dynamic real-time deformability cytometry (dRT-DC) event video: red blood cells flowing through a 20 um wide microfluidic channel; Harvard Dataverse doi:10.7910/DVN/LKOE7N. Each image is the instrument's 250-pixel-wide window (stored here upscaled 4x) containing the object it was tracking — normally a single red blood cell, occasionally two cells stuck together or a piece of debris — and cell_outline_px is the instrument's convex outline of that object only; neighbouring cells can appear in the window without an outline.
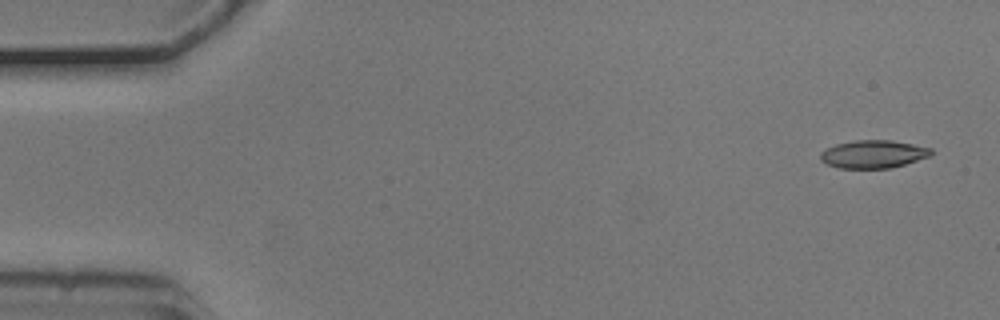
{"species": "common noctule bat (a hibernating species)", "species_latin": "Nyctalus noctula", "temperature_condition": "cold", "stored_images_in_passage": 4, "camera_frame_rate_fps": 3000, "um_per_image_px": 0.085, "animal": {"sex": "male", "body_mass_g": 20.5, "forearm_length_mm": 52.5}, "frame": {"image": 1, "passage_image": 1, "time_ms": 0.0, "image_size_px": [1000, 320], "cell_outline_px": [[932, 152], [928, 156], [904, 164], [888, 168], [836, 168], [820, 160], [820, 152], [836, 144], [856, 140], [892, 140], [932, 148]], "centroid_in_image_um": [74.19, 13.1], "position_along_channel_um": 10.8, "area_um2": 17.8}}
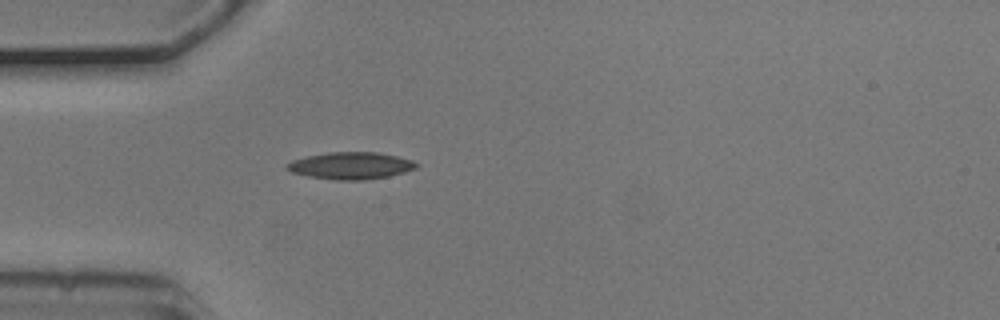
{"frame": {"image": 2, "passage_image": 4, "time_ms": 1.0, "image_size_px": [1000, 320], "cell_outline_px": [[420, 164], [416, 168], [404, 172], [388, 176], [364, 180], [336, 180], [308, 176], [292, 172], [284, 168], [284, 164], [292, 160], [308, 156], [328, 152], [376, 152], [396, 156], [412, 160]], "centroid_in_image_um": [29.79, 14.08], "position_along_channel_um": 55.2, "area_um2": 20.4}}